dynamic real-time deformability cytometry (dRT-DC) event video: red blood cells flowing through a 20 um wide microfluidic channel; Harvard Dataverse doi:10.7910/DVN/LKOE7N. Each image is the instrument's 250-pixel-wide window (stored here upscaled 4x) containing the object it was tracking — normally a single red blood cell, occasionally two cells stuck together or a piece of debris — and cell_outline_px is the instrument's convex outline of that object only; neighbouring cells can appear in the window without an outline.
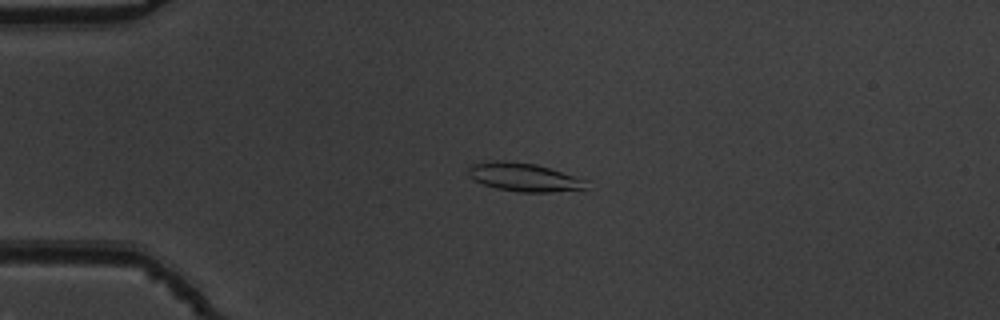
{"species": "common noctule bat (a hibernating species)", "species_latin": "Nyctalus noctula", "temperature_condition": "warm", "stored_images_in_passage": 46, "camera_frame_rate_fps": 3000, "um_per_image_px": 0.085, "animal": {"sex": "male", "body_mass_g": 19.5, "forearm_length_mm": 54.6}, "frame": {"image": 1, "passage_image": 12, "time_ms": 3.667, "image_size_px": [1000, 320], "cell_outline_px": [[588, 188], [584, 192], [520, 192], [496, 188], [484, 184], [468, 176], [468, 168], [472, 164], [492, 160], [504, 160], [536, 164], [588, 180]], "centroid_in_image_um": [44.64, 15.08], "position_along_channel_um": 40.4, "area_um2": 20.0}}
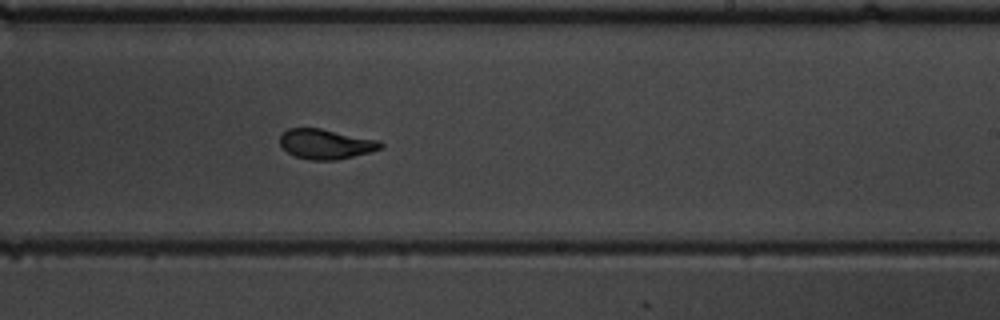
{"frame": {"image": 2, "passage_image": 32, "time_ms": 10.333, "image_size_px": [1000, 320], "cell_outline_px": [[384, 148], [336, 160], [308, 160], [296, 156], [288, 152], [280, 144], [280, 136], [288, 128], [320, 128], [380, 140], [384, 144]], "centroid_in_image_um": [27.72, 12.24], "position_along_channel_um": 261.3, "area_um2": 17.51}}
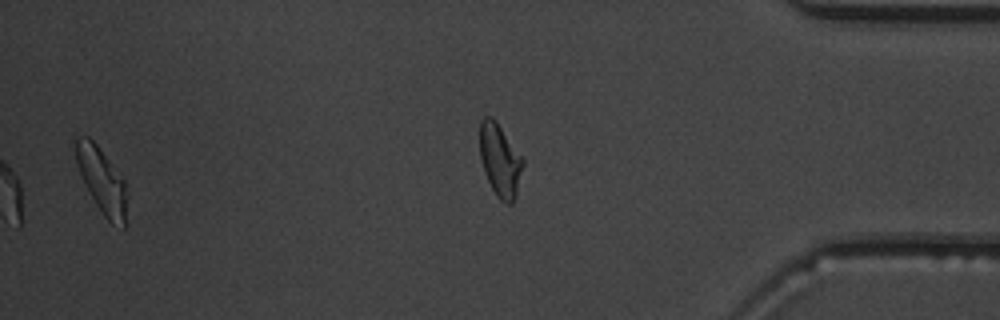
{"frame": {"image": 3, "passage_image": 44, "time_ms": 14.333, "image_size_px": [1000, 320], "cell_outline_px": [[128, 196], [124, 228], [112, 224], [104, 216], [96, 204], [84, 184], [76, 164], [72, 140], [76, 136], [88, 136], [96, 144], [124, 180], [128, 192]], "centroid_in_image_um": [8.63, 15.32], "position_along_channel_um": 426.6, "area_um2": 19.83}, "authors_computed_cell_mechanics": {"area_um2": 18.2648, "velocity_mm_per_s": 3.806, "shape_relaxation_time_tau1_ms": 4.1819, "shape_relaxation_time_tau2_ms": 1.2687, "deformation_change_tau1": 0.1757, "deformation_change_tau2": 0.0756}}